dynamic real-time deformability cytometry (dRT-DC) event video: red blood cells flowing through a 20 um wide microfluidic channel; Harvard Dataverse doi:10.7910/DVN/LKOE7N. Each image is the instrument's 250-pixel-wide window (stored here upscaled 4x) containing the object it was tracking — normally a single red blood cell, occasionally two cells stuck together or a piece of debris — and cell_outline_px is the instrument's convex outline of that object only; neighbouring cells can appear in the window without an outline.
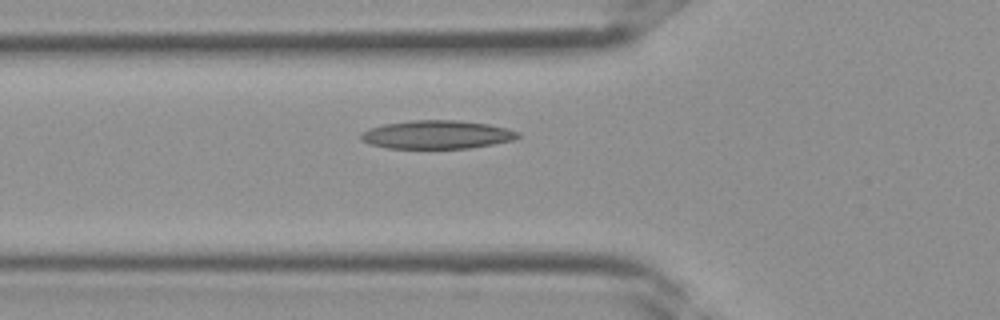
{"species": "Egyptian fruit bat (a non-hibernating species)", "species_latin": "Rousettus aegyptiacus", "temperature_condition": "room temperature", "stored_images_in_passage": 38, "segment_of_instrument_passage": [1, 2], "camera_frame_rate_fps": 3000, "um_per_image_px": 0.085, "frame": {"image": 1, "passage_image": 13, "time_ms": 4.0, "image_size_px": [1000, 320], "cell_outline_px": [[520, 136], [512, 140], [492, 144], [468, 148], [388, 148], [368, 144], [360, 140], [360, 132], [368, 128], [384, 124], [412, 120], [456, 120], [488, 124], [520, 132]], "centroid_in_image_um": [37.07, 11.44], "position_along_channel_um": 88.7, "area_um2": 25.95}}
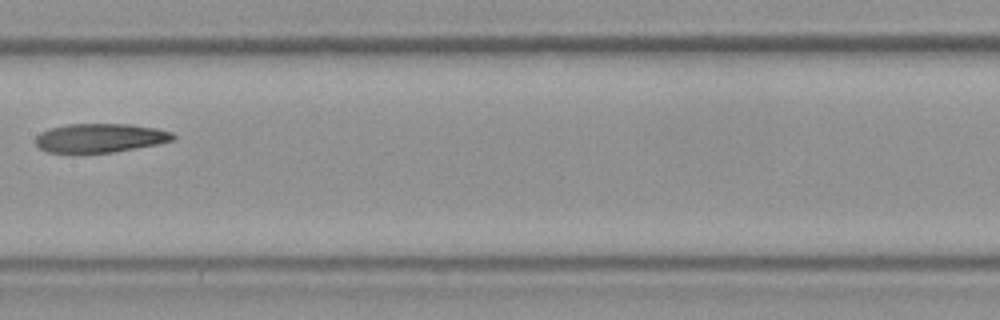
{"frame": {"image": 2, "passage_image": 19, "time_ms": 6.0, "image_size_px": [1000, 320], "cell_outline_px": [[176, 140], [156, 144], [112, 152], [48, 152], [40, 148], [32, 140], [40, 132], [52, 128], [68, 124], [132, 124], [156, 128], [172, 132], [176, 136]], "centroid_in_image_um": [8.52, 11.71], "position_along_channel_um": 198.9, "area_um2": 23.06}}
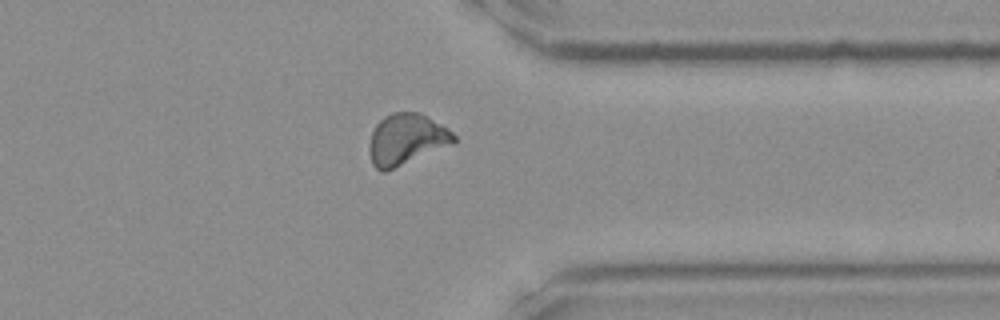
{"frame": {"image": 3, "passage_image": 29, "time_ms": 9.333, "image_size_px": [1000, 320], "cell_outline_px": [[456, 140], [452, 144], [384, 172], [380, 172], [372, 164], [368, 148], [368, 144], [372, 132], [376, 124], [384, 116], [392, 112], [420, 112], [448, 128], [456, 136]], "centroid_in_image_um": [34.51, 11.83], "position_along_channel_um": 376.9, "area_um2": 25.14}}